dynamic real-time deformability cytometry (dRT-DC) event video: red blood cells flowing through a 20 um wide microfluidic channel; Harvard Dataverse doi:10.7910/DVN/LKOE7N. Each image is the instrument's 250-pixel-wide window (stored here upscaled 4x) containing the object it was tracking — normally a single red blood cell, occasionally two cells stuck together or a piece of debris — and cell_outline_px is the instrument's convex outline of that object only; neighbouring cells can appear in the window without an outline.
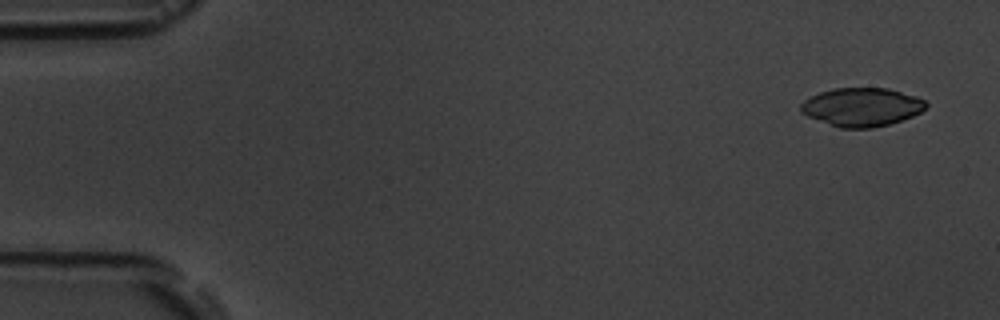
{"species": "common noctule bat (a hibernating species)", "species_latin": "Nyctalus noctula", "temperature_condition": "room temperature", "stored_images_in_passage": 5, "camera_frame_rate_fps": 3000, "um_per_image_px": 0.085, "animal": {"sex": "male", "body_mass_g": 19.5, "forearm_length_mm": 54.6}, "frame": {"image": 1, "passage_image": 1, "time_ms": 0.0, "image_size_px": [1000, 320], "cell_outline_px": [[928, 104], [920, 112], [912, 116], [888, 124], [872, 128], [840, 128], [808, 116], [800, 112], [800, 104], [804, 100], [820, 92], [832, 88], [888, 88], [916, 96], [924, 100]], "centroid_in_image_um": [73.23, 9.09], "position_along_channel_um": 11.8, "area_um2": 27.92}}